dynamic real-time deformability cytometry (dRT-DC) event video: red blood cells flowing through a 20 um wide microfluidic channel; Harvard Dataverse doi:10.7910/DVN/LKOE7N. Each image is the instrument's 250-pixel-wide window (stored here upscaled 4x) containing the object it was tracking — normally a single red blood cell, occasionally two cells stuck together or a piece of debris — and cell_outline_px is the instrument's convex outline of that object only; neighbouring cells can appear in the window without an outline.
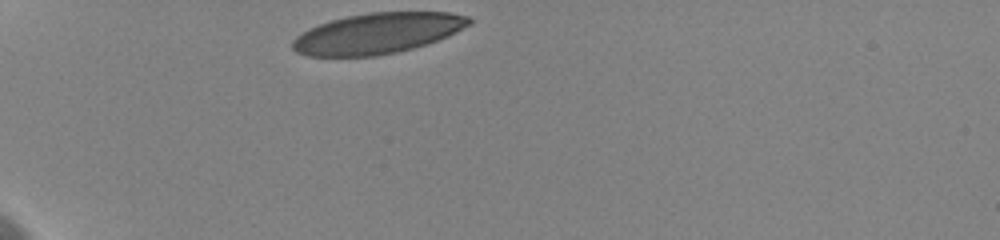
{"species": "human", "species_latin": "Homo sapiens", "temperature_condition": "cold", "stored_images_in_passage": 15, "camera_frame_rate_fps": 3000, "um_per_image_px": 0.085, "donor": {"sex": "female"}, "frame": {"image": 1, "passage_image": 1, "time_ms": 0.0, "image_size_px": [1000, 240], "cell_outline_px": [[472, 24], [448, 36], [412, 48], [396, 52], [376, 56], [308, 56], [296, 52], [292, 48], [292, 40], [296, 36], [308, 28], [332, 20], [348, 16], [368, 12], [448, 12], [468, 16], [472, 20]], "centroid_in_image_um": [32.08, 2.83], "position_along_channel_um": 52.9, "area_um2": 41.73}}